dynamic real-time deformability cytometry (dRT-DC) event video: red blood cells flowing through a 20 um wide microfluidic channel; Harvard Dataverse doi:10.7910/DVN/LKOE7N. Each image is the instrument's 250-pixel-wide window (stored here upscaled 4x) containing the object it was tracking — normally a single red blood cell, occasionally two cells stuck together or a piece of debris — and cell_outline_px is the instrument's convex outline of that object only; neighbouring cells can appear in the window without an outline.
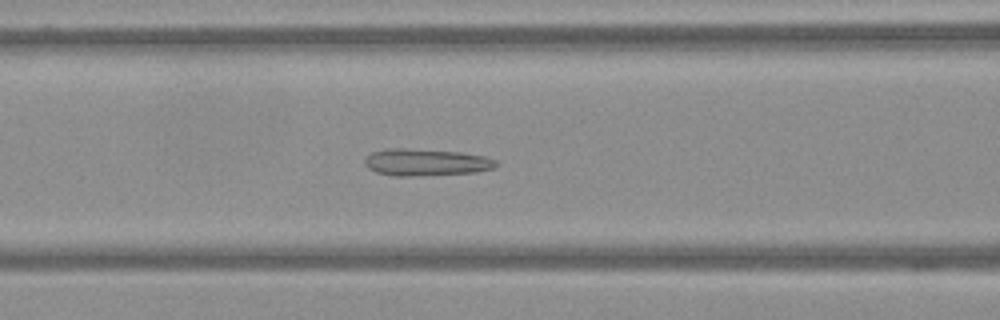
{"species": "Egyptian fruit bat (a non-hibernating species)", "species_latin": "Rousettus aegyptiacus", "temperature_condition": "warm", "stored_images_in_passage": 63, "camera_frame_rate_fps": 3000, "um_per_image_px": 0.085, "frame": {"image": 1, "passage_image": 27, "time_ms": 8.667, "image_size_px": [1000, 320], "cell_outline_px": [[500, 164], [496, 168], [476, 172], [412, 176], [396, 176], [376, 172], [368, 168], [364, 164], [364, 160], [372, 152], [388, 148], [404, 148], [460, 152], [484, 156], [496, 160]], "centroid_in_image_um": [36.23, 13.79], "position_along_channel_um": 130.4, "area_um2": 20.69}}
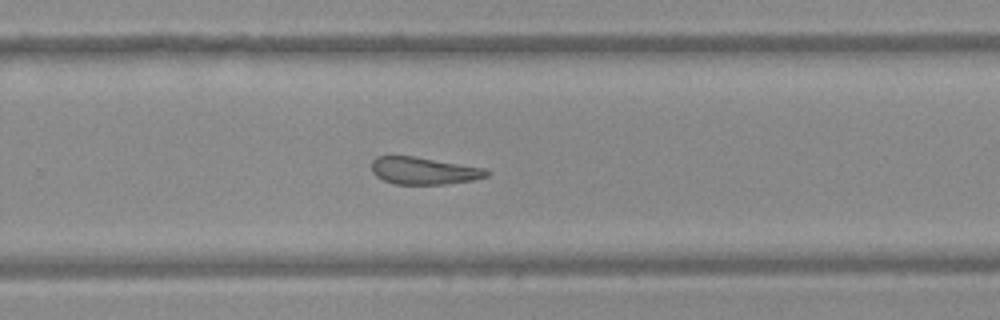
{"frame": {"image": 2, "passage_image": 42, "time_ms": 13.667, "image_size_px": [1000, 320], "cell_outline_px": [[488, 176], [472, 180], [444, 184], [396, 184], [384, 180], [376, 176], [372, 172], [372, 160], [376, 156], [416, 156], [484, 168], [488, 172]], "centroid_in_image_um": [35.99, 14.51], "position_along_channel_um": 293.8, "area_um2": 18.15}}
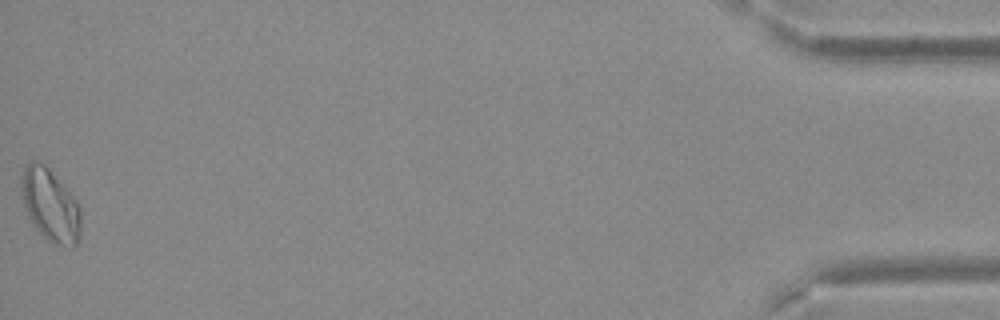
{"frame": {"image": 3, "passage_image": 63, "time_ms": 20.667, "image_size_px": [1000, 320], "cell_outline_px": [[80, 236], [76, 244], [72, 248], [52, 244], [32, 224], [28, 216], [24, 204], [20, 184], [20, 176], [28, 160], [36, 160], [44, 164], [48, 168], [76, 200], [80, 208]], "centroid_in_image_um": [4.26, 17.44], "position_along_channel_um": 430.9, "area_um2": 25.2}}